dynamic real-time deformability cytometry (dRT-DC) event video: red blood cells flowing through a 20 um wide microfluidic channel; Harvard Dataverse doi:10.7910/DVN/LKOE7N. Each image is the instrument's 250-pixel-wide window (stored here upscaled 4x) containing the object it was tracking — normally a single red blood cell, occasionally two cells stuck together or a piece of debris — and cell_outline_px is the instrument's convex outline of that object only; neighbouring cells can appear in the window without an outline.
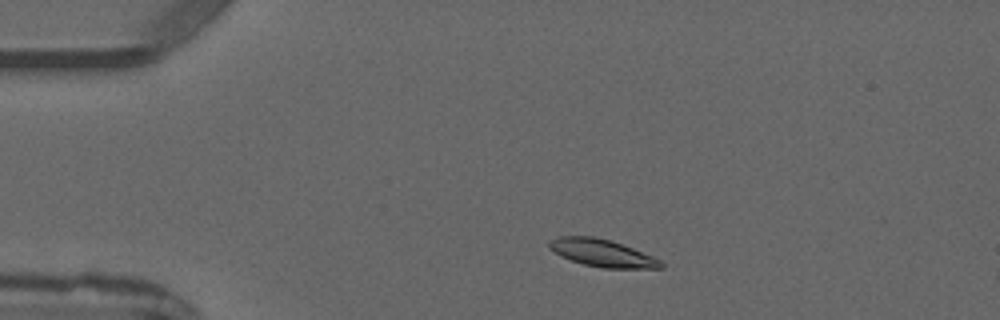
{"species": "common noctule bat (a hibernating species)", "species_latin": "Nyctalus noctula", "temperature_condition": "warm", "stored_images_in_passage": 4, "camera_frame_rate_fps": 3000, "um_per_image_px": 0.085, "animal": {"sex": "male", "forearm_length_mm": 52.5}, "frame": {"image": 1, "passage_image": 2, "time_ms": 1.333, "image_size_px": [1000, 320], "cell_outline_px": [[664, 268], [604, 268], [584, 264], [560, 256], [548, 248], [548, 240], [560, 236], [592, 236], [612, 240], [652, 256], [660, 260], [664, 264]], "centroid_in_image_um": [51.15, 21.49], "position_along_channel_um": 33.8, "area_um2": 17.8}}